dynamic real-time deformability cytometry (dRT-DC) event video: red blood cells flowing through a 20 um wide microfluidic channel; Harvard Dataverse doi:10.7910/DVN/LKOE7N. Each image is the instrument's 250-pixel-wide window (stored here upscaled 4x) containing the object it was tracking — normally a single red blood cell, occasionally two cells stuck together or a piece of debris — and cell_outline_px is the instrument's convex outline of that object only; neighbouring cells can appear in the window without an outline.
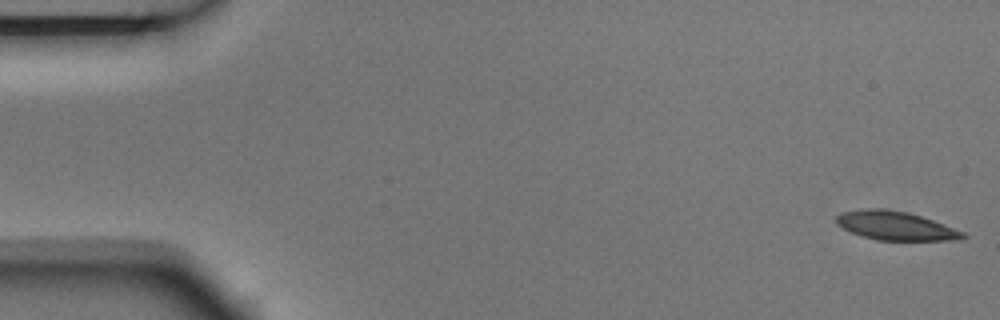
{"species": "Egyptian fruit bat (a non-hibernating species)", "species_latin": "Rousettus aegyptiacus", "temperature_condition": "room temperature", "stored_images_in_passage": 6, "segment_of_instrument_passage": [1, 2], "camera_frame_rate_fps": 3000, "um_per_image_px": 0.085, "animal": {"sex": "male"}, "frame": {"image": 1, "passage_image": 1, "time_ms": 0.0, "image_size_px": [1000, 320], "cell_outline_px": [[968, 236], [964, 240], [876, 240], [852, 232], [836, 224], [836, 216], [840, 212], [868, 208], [880, 208], [908, 212], [932, 220], [964, 232]], "centroid_in_image_um": [76.13, 19.19], "position_along_channel_um": 8.9, "area_um2": 21.1}}
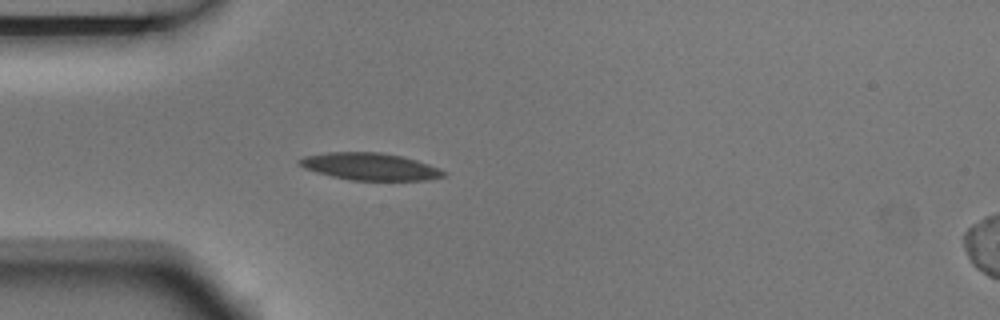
{"frame": {"image": 2, "passage_image": 5, "time_ms": 1.333, "image_size_px": [1000, 320], "cell_outline_px": [[448, 176], [428, 180], [352, 180], [332, 176], [316, 172], [304, 168], [296, 164], [296, 160], [304, 156], [328, 152], [380, 152], [400, 156], [416, 160], [440, 168], [448, 172]], "centroid_in_image_um": [31.46, 14.16], "position_along_channel_um": 53.5, "area_um2": 23.0}}